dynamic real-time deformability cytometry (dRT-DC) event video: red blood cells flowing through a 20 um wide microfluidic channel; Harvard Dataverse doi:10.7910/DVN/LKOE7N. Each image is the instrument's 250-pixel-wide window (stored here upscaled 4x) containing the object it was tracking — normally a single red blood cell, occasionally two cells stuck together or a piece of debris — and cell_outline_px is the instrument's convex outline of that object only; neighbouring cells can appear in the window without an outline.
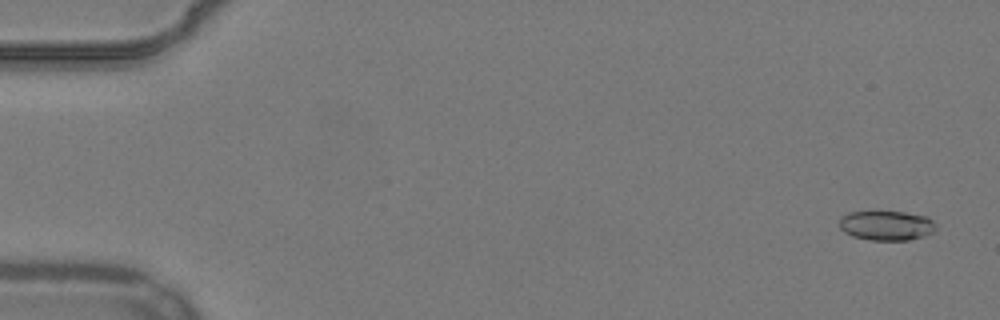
{"species": "common noctule bat (a hibernating species)", "species_latin": "Nyctalus noctula", "temperature_condition": "warm", "stored_images_in_passage": 55, "camera_frame_rate_fps": 3000, "um_per_image_px": 0.085, "animal": {"sex": "male", "body_mass_g": 19.2, "forearm_length_mm": 51.8}, "frame": {"image": 1, "passage_image": 3, "time_ms": 0.667, "image_size_px": [1000, 320], "cell_outline_px": [[936, 232], [924, 236], [908, 240], [868, 240], [852, 236], [844, 232], [840, 228], [840, 216], [848, 212], [876, 208], [904, 212], [928, 216], [936, 224]], "centroid_in_image_um": [75.33, 19.11], "position_along_channel_um": 9.7, "area_um2": 17.69}}
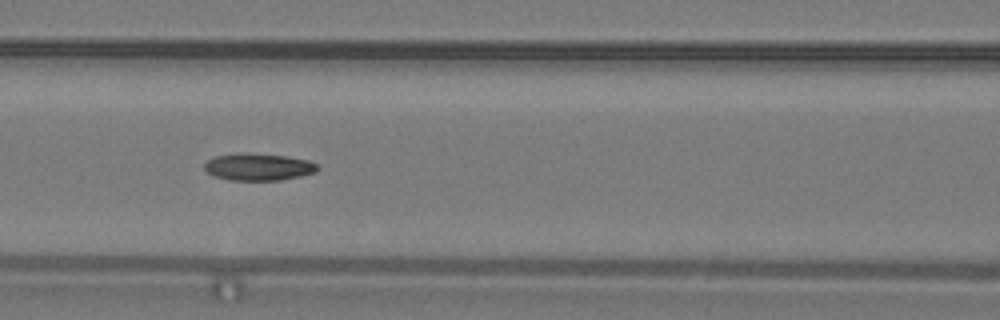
{"frame": {"image": 2, "passage_image": 25, "time_ms": 8.0, "image_size_px": [1000, 320], "cell_outline_px": [[320, 168], [316, 172], [300, 176], [280, 180], [228, 180], [216, 176], [208, 172], [204, 168], [204, 164], [208, 160], [216, 156], [236, 152], [248, 152], [288, 156], [308, 160], [316, 164]], "centroid_in_image_um": [21.97, 14.17], "position_along_channel_um": 144.6, "area_um2": 18.03}}
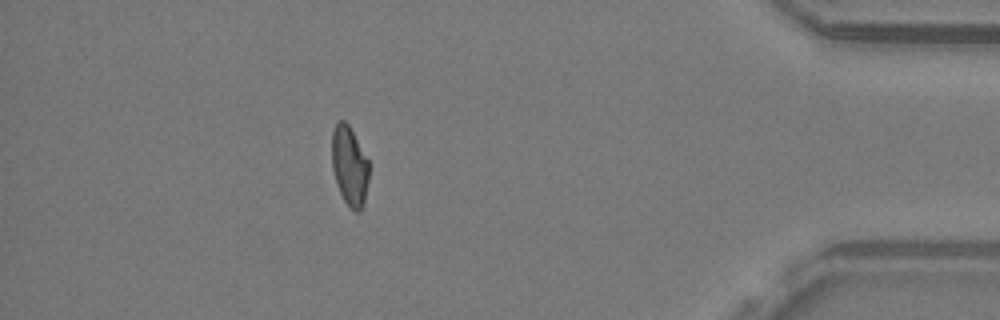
{"frame": {"image": 3, "passage_image": 49, "time_ms": 16.0, "image_size_px": [1000, 320], "cell_outline_px": [[368, 180], [364, 204], [360, 212], [356, 212], [344, 200], [340, 192], [332, 168], [332, 132], [336, 124], [340, 120], [344, 120], [348, 124], [368, 160]], "centroid_in_image_um": [29.71, 14.11], "position_along_channel_um": 405.5, "area_um2": 16.88}, "authors_computed_cell_mechanics": {"area_um2": 17.6868, "velocity_mm_per_s": 3.859, "shape_relaxation_time_tau1_ms": 9.1682, "shape_relaxation_time_tau2_ms": 2.379, "deformation_change_tau1": 0.2103, "deformation_change_tau2": 0.0892}}